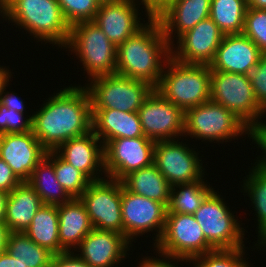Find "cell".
I'll return each instance as SVG.
<instances>
[{"mask_svg":"<svg viewBox=\"0 0 266 267\" xmlns=\"http://www.w3.org/2000/svg\"><path fill=\"white\" fill-rule=\"evenodd\" d=\"M61 89L32 114V131L47 151H55L65 141L92 130V107L87 88L71 84Z\"/></svg>","mask_w":266,"mask_h":267,"instance_id":"cell-1","label":"cell"},{"mask_svg":"<svg viewBox=\"0 0 266 267\" xmlns=\"http://www.w3.org/2000/svg\"><path fill=\"white\" fill-rule=\"evenodd\" d=\"M147 21L140 30L117 46L116 74L145 81L156 88L166 63L172 57V45L154 16Z\"/></svg>","mask_w":266,"mask_h":267,"instance_id":"cell-2","label":"cell"},{"mask_svg":"<svg viewBox=\"0 0 266 267\" xmlns=\"http://www.w3.org/2000/svg\"><path fill=\"white\" fill-rule=\"evenodd\" d=\"M0 16L37 42L65 47L71 26L57 0H0Z\"/></svg>","mask_w":266,"mask_h":267,"instance_id":"cell-3","label":"cell"},{"mask_svg":"<svg viewBox=\"0 0 266 267\" xmlns=\"http://www.w3.org/2000/svg\"><path fill=\"white\" fill-rule=\"evenodd\" d=\"M209 65L183 64L170 58L155 88L184 112L211 100Z\"/></svg>","mask_w":266,"mask_h":267,"instance_id":"cell-4","label":"cell"},{"mask_svg":"<svg viewBox=\"0 0 266 267\" xmlns=\"http://www.w3.org/2000/svg\"><path fill=\"white\" fill-rule=\"evenodd\" d=\"M81 61L88 82L99 76L116 74L117 46L111 42L94 21L73 24L66 46Z\"/></svg>","mask_w":266,"mask_h":267,"instance_id":"cell-5","label":"cell"},{"mask_svg":"<svg viewBox=\"0 0 266 267\" xmlns=\"http://www.w3.org/2000/svg\"><path fill=\"white\" fill-rule=\"evenodd\" d=\"M243 134L249 136V128L232 111L212 100L185 111L184 137L223 144Z\"/></svg>","mask_w":266,"mask_h":267,"instance_id":"cell-6","label":"cell"},{"mask_svg":"<svg viewBox=\"0 0 266 267\" xmlns=\"http://www.w3.org/2000/svg\"><path fill=\"white\" fill-rule=\"evenodd\" d=\"M211 100L232 111L249 129L263 121L266 111L258 104L244 74L211 71ZM261 120V121H260Z\"/></svg>","mask_w":266,"mask_h":267,"instance_id":"cell-7","label":"cell"},{"mask_svg":"<svg viewBox=\"0 0 266 267\" xmlns=\"http://www.w3.org/2000/svg\"><path fill=\"white\" fill-rule=\"evenodd\" d=\"M222 195L214 189L206 196L193 214L202 228L207 242L215 249L245 247V229L238 217L230 211Z\"/></svg>","mask_w":266,"mask_h":267,"instance_id":"cell-8","label":"cell"},{"mask_svg":"<svg viewBox=\"0 0 266 267\" xmlns=\"http://www.w3.org/2000/svg\"><path fill=\"white\" fill-rule=\"evenodd\" d=\"M87 88L92 109H116L124 112H138L147 97L155 89L151 84L110 74L89 81Z\"/></svg>","mask_w":266,"mask_h":267,"instance_id":"cell-9","label":"cell"},{"mask_svg":"<svg viewBox=\"0 0 266 267\" xmlns=\"http://www.w3.org/2000/svg\"><path fill=\"white\" fill-rule=\"evenodd\" d=\"M154 248L184 263L215 250L194 215L178 213H167L163 234Z\"/></svg>","mask_w":266,"mask_h":267,"instance_id":"cell-10","label":"cell"},{"mask_svg":"<svg viewBox=\"0 0 266 267\" xmlns=\"http://www.w3.org/2000/svg\"><path fill=\"white\" fill-rule=\"evenodd\" d=\"M179 140L157 141L154 146L153 164L171 186L193 183L206 175L197 147L189 148Z\"/></svg>","mask_w":266,"mask_h":267,"instance_id":"cell-11","label":"cell"},{"mask_svg":"<svg viewBox=\"0 0 266 267\" xmlns=\"http://www.w3.org/2000/svg\"><path fill=\"white\" fill-rule=\"evenodd\" d=\"M168 208L144 196L131 193L123 185L121 188V214L123 234L133 243L138 236L156 232L153 246L160 240L166 223Z\"/></svg>","mask_w":266,"mask_h":267,"instance_id":"cell-12","label":"cell"},{"mask_svg":"<svg viewBox=\"0 0 266 267\" xmlns=\"http://www.w3.org/2000/svg\"><path fill=\"white\" fill-rule=\"evenodd\" d=\"M122 181L105 178L92 181L79 199L86 207L94 229L123 234L121 214Z\"/></svg>","mask_w":266,"mask_h":267,"instance_id":"cell-13","label":"cell"},{"mask_svg":"<svg viewBox=\"0 0 266 267\" xmlns=\"http://www.w3.org/2000/svg\"><path fill=\"white\" fill-rule=\"evenodd\" d=\"M138 114L143 134L148 139L157 142L183 136L185 112L169 102L157 89L147 97Z\"/></svg>","mask_w":266,"mask_h":267,"instance_id":"cell-14","label":"cell"},{"mask_svg":"<svg viewBox=\"0 0 266 267\" xmlns=\"http://www.w3.org/2000/svg\"><path fill=\"white\" fill-rule=\"evenodd\" d=\"M155 143L146 136L109 140L104 145L106 177L121 181L130 172L151 166Z\"/></svg>","mask_w":266,"mask_h":267,"instance_id":"cell-15","label":"cell"},{"mask_svg":"<svg viewBox=\"0 0 266 267\" xmlns=\"http://www.w3.org/2000/svg\"><path fill=\"white\" fill-rule=\"evenodd\" d=\"M224 36L208 17L176 40L177 46L175 43L171 46L172 58L183 64L210 65Z\"/></svg>","mask_w":266,"mask_h":267,"instance_id":"cell-16","label":"cell"},{"mask_svg":"<svg viewBox=\"0 0 266 267\" xmlns=\"http://www.w3.org/2000/svg\"><path fill=\"white\" fill-rule=\"evenodd\" d=\"M132 245L122 233L93 228L73 252L91 267H118Z\"/></svg>","mask_w":266,"mask_h":267,"instance_id":"cell-17","label":"cell"},{"mask_svg":"<svg viewBox=\"0 0 266 267\" xmlns=\"http://www.w3.org/2000/svg\"><path fill=\"white\" fill-rule=\"evenodd\" d=\"M48 151L33 131L0 135V158L21 182H27L38 163Z\"/></svg>","mask_w":266,"mask_h":267,"instance_id":"cell-18","label":"cell"},{"mask_svg":"<svg viewBox=\"0 0 266 267\" xmlns=\"http://www.w3.org/2000/svg\"><path fill=\"white\" fill-rule=\"evenodd\" d=\"M138 5L143 4L136 0L100 4L93 21L106 37L118 46L145 25L140 22V19H143L139 16L141 13Z\"/></svg>","mask_w":266,"mask_h":267,"instance_id":"cell-19","label":"cell"},{"mask_svg":"<svg viewBox=\"0 0 266 267\" xmlns=\"http://www.w3.org/2000/svg\"><path fill=\"white\" fill-rule=\"evenodd\" d=\"M55 152L64 161L84 173L91 181H99L106 178L104 145L93 130L65 141Z\"/></svg>","mask_w":266,"mask_h":267,"instance_id":"cell-20","label":"cell"},{"mask_svg":"<svg viewBox=\"0 0 266 267\" xmlns=\"http://www.w3.org/2000/svg\"><path fill=\"white\" fill-rule=\"evenodd\" d=\"M210 10L211 0H170L153 16L159 21L168 42L173 45L174 38L178 39L210 17Z\"/></svg>","mask_w":266,"mask_h":267,"instance_id":"cell-21","label":"cell"},{"mask_svg":"<svg viewBox=\"0 0 266 267\" xmlns=\"http://www.w3.org/2000/svg\"><path fill=\"white\" fill-rule=\"evenodd\" d=\"M261 52L257 45L243 34L225 35L217 48L211 71L245 74L258 64Z\"/></svg>","mask_w":266,"mask_h":267,"instance_id":"cell-22","label":"cell"},{"mask_svg":"<svg viewBox=\"0 0 266 267\" xmlns=\"http://www.w3.org/2000/svg\"><path fill=\"white\" fill-rule=\"evenodd\" d=\"M92 130L103 145L112 139L144 136L138 112L116 109H92Z\"/></svg>","mask_w":266,"mask_h":267,"instance_id":"cell-23","label":"cell"},{"mask_svg":"<svg viewBox=\"0 0 266 267\" xmlns=\"http://www.w3.org/2000/svg\"><path fill=\"white\" fill-rule=\"evenodd\" d=\"M58 218L59 242L66 252L75 250L93 229L86 207L79 198L58 205Z\"/></svg>","mask_w":266,"mask_h":267,"instance_id":"cell-24","label":"cell"},{"mask_svg":"<svg viewBox=\"0 0 266 267\" xmlns=\"http://www.w3.org/2000/svg\"><path fill=\"white\" fill-rule=\"evenodd\" d=\"M41 205L34 188L28 182H21L9 193L7 200L5 223L11 232H24Z\"/></svg>","mask_w":266,"mask_h":267,"instance_id":"cell-25","label":"cell"},{"mask_svg":"<svg viewBox=\"0 0 266 267\" xmlns=\"http://www.w3.org/2000/svg\"><path fill=\"white\" fill-rule=\"evenodd\" d=\"M121 181L131 193L161 202L168 207L172 186L154 164L130 172Z\"/></svg>","mask_w":266,"mask_h":267,"instance_id":"cell-26","label":"cell"},{"mask_svg":"<svg viewBox=\"0 0 266 267\" xmlns=\"http://www.w3.org/2000/svg\"><path fill=\"white\" fill-rule=\"evenodd\" d=\"M58 226V206L43 204L24 233L36 244L47 248L55 255L61 254L66 251L60 246Z\"/></svg>","mask_w":266,"mask_h":267,"instance_id":"cell-27","label":"cell"},{"mask_svg":"<svg viewBox=\"0 0 266 267\" xmlns=\"http://www.w3.org/2000/svg\"><path fill=\"white\" fill-rule=\"evenodd\" d=\"M27 182L43 204L58 206L72 199L57 181L54 165L46 156L38 163Z\"/></svg>","mask_w":266,"mask_h":267,"instance_id":"cell-28","label":"cell"},{"mask_svg":"<svg viewBox=\"0 0 266 267\" xmlns=\"http://www.w3.org/2000/svg\"><path fill=\"white\" fill-rule=\"evenodd\" d=\"M252 169L249 170V175L244 177L243 186L244 193H248L251 205H253L252 210L257 219L258 229V242L255 244L257 250H261L263 247L266 249V171L256 167L254 164L251 166ZM247 178V179H246ZM261 247V248H260Z\"/></svg>","mask_w":266,"mask_h":267,"instance_id":"cell-29","label":"cell"},{"mask_svg":"<svg viewBox=\"0 0 266 267\" xmlns=\"http://www.w3.org/2000/svg\"><path fill=\"white\" fill-rule=\"evenodd\" d=\"M6 251L24 267H51L54 253L32 241L24 232H11Z\"/></svg>","mask_w":266,"mask_h":267,"instance_id":"cell-30","label":"cell"},{"mask_svg":"<svg viewBox=\"0 0 266 267\" xmlns=\"http://www.w3.org/2000/svg\"><path fill=\"white\" fill-rule=\"evenodd\" d=\"M213 189L203 178L193 183L172 186L167 213L193 215Z\"/></svg>","mask_w":266,"mask_h":267,"instance_id":"cell-31","label":"cell"},{"mask_svg":"<svg viewBox=\"0 0 266 267\" xmlns=\"http://www.w3.org/2000/svg\"><path fill=\"white\" fill-rule=\"evenodd\" d=\"M246 0H211L210 18L225 35L242 34Z\"/></svg>","mask_w":266,"mask_h":267,"instance_id":"cell-32","label":"cell"},{"mask_svg":"<svg viewBox=\"0 0 266 267\" xmlns=\"http://www.w3.org/2000/svg\"><path fill=\"white\" fill-rule=\"evenodd\" d=\"M46 157L54 165L59 184L72 198H79L92 181L79 169L64 161L55 151H48Z\"/></svg>","mask_w":266,"mask_h":267,"instance_id":"cell-33","label":"cell"},{"mask_svg":"<svg viewBox=\"0 0 266 267\" xmlns=\"http://www.w3.org/2000/svg\"><path fill=\"white\" fill-rule=\"evenodd\" d=\"M245 247L217 249L196 257L192 262L196 267H250L246 261Z\"/></svg>","mask_w":266,"mask_h":267,"instance_id":"cell-34","label":"cell"},{"mask_svg":"<svg viewBox=\"0 0 266 267\" xmlns=\"http://www.w3.org/2000/svg\"><path fill=\"white\" fill-rule=\"evenodd\" d=\"M242 34L251 39L261 53H266V10L247 8Z\"/></svg>","mask_w":266,"mask_h":267,"instance_id":"cell-35","label":"cell"},{"mask_svg":"<svg viewBox=\"0 0 266 267\" xmlns=\"http://www.w3.org/2000/svg\"><path fill=\"white\" fill-rule=\"evenodd\" d=\"M70 26L82 21H93L99 8L96 0H57Z\"/></svg>","mask_w":266,"mask_h":267,"instance_id":"cell-36","label":"cell"},{"mask_svg":"<svg viewBox=\"0 0 266 267\" xmlns=\"http://www.w3.org/2000/svg\"><path fill=\"white\" fill-rule=\"evenodd\" d=\"M24 115V113L8 109L0 103V135L32 131L33 115H25V117Z\"/></svg>","mask_w":266,"mask_h":267,"instance_id":"cell-37","label":"cell"},{"mask_svg":"<svg viewBox=\"0 0 266 267\" xmlns=\"http://www.w3.org/2000/svg\"><path fill=\"white\" fill-rule=\"evenodd\" d=\"M244 75L251 82L258 104L266 111V53Z\"/></svg>","mask_w":266,"mask_h":267,"instance_id":"cell-38","label":"cell"},{"mask_svg":"<svg viewBox=\"0 0 266 267\" xmlns=\"http://www.w3.org/2000/svg\"><path fill=\"white\" fill-rule=\"evenodd\" d=\"M252 139V143L256 144L262 150V153L259 157H256L255 166L266 171V121L261 122L256 126H253L249 129V136ZM262 157V158H261Z\"/></svg>","mask_w":266,"mask_h":267,"instance_id":"cell-39","label":"cell"},{"mask_svg":"<svg viewBox=\"0 0 266 267\" xmlns=\"http://www.w3.org/2000/svg\"><path fill=\"white\" fill-rule=\"evenodd\" d=\"M21 181L13 173L8 164L0 158V191L10 193Z\"/></svg>","mask_w":266,"mask_h":267,"instance_id":"cell-40","label":"cell"},{"mask_svg":"<svg viewBox=\"0 0 266 267\" xmlns=\"http://www.w3.org/2000/svg\"><path fill=\"white\" fill-rule=\"evenodd\" d=\"M154 250L158 253V256L161 254L159 257L162 259L157 257V255L156 258L153 256H145V258L143 257L142 261L140 260V263H138V267H178V265H176L177 263H183L180 259L173 258L168 254L157 251L156 249Z\"/></svg>","mask_w":266,"mask_h":267,"instance_id":"cell-41","label":"cell"},{"mask_svg":"<svg viewBox=\"0 0 266 267\" xmlns=\"http://www.w3.org/2000/svg\"><path fill=\"white\" fill-rule=\"evenodd\" d=\"M51 267H91L81 258H79L75 252L68 251L61 254H56L53 257Z\"/></svg>","mask_w":266,"mask_h":267,"instance_id":"cell-42","label":"cell"},{"mask_svg":"<svg viewBox=\"0 0 266 267\" xmlns=\"http://www.w3.org/2000/svg\"><path fill=\"white\" fill-rule=\"evenodd\" d=\"M6 86L0 94V103L5 105L8 109L16 110L17 112L27 113L25 111V105L21 97L18 96L12 91L8 92Z\"/></svg>","mask_w":266,"mask_h":267,"instance_id":"cell-43","label":"cell"},{"mask_svg":"<svg viewBox=\"0 0 266 267\" xmlns=\"http://www.w3.org/2000/svg\"><path fill=\"white\" fill-rule=\"evenodd\" d=\"M138 1V0H136ZM169 0H139L143 4L145 15L150 19L160 8H162Z\"/></svg>","mask_w":266,"mask_h":267,"instance_id":"cell-44","label":"cell"},{"mask_svg":"<svg viewBox=\"0 0 266 267\" xmlns=\"http://www.w3.org/2000/svg\"><path fill=\"white\" fill-rule=\"evenodd\" d=\"M0 267H24L18 258H14L7 251L0 254Z\"/></svg>","mask_w":266,"mask_h":267,"instance_id":"cell-45","label":"cell"},{"mask_svg":"<svg viewBox=\"0 0 266 267\" xmlns=\"http://www.w3.org/2000/svg\"><path fill=\"white\" fill-rule=\"evenodd\" d=\"M11 234V230L7 226V224L0 223V254L6 251L7 242L9 240V236Z\"/></svg>","mask_w":266,"mask_h":267,"instance_id":"cell-46","label":"cell"},{"mask_svg":"<svg viewBox=\"0 0 266 267\" xmlns=\"http://www.w3.org/2000/svg\"><path fill=\"white\" fill-rule=\"evenodd\" d=\"M11 70H9V66L6 68L0 65V94L3 91L4 87L7 86L8 84L10 85L9 81H11Z\"/></svg>","mask_w":266,"mask_h":267,"instance_id":"cell-47","label":"cell"},{"mask_svg":"<svg viewBox=\"0 0 266 267\" xmlns=\"http://www.w3.org/2000/svg\"><path fill=\"white\" fill-rule=\"evenodd\" d=\"M8 197H9L8 193L0 191V223L5 222Z\"/></svg>","mask_w":266,"mask_h":267,"instance_id":"cell-48","label":"cell"},{"mask_svg":"<svg viewBox=\"0 0 266 267\" xmlns=\"http://www.w3.org/2000/svg\"><path fill=\"white\" fill-rule=\"evenodd\" d=\"M248 8L266 10V0H246Z\"/></svg>","mask_w":266,"mask_h":267,"instance_id":"cell-49","label":"cell"},{"mask_svg":"<svg viewBox=\"0 0 266 267\" xmlns=\"http://www.w3.org/2000/svg\"><path fill=\"white\" fill-rule=\"evenodd\" d=\"M99 5L100 4H106V3H110V2H115V1H118V0H96Z\"/></svg>","mask_w":266,"mask_h":267,"instance_id":"cell-50","label":"cell"}]
</instances>
